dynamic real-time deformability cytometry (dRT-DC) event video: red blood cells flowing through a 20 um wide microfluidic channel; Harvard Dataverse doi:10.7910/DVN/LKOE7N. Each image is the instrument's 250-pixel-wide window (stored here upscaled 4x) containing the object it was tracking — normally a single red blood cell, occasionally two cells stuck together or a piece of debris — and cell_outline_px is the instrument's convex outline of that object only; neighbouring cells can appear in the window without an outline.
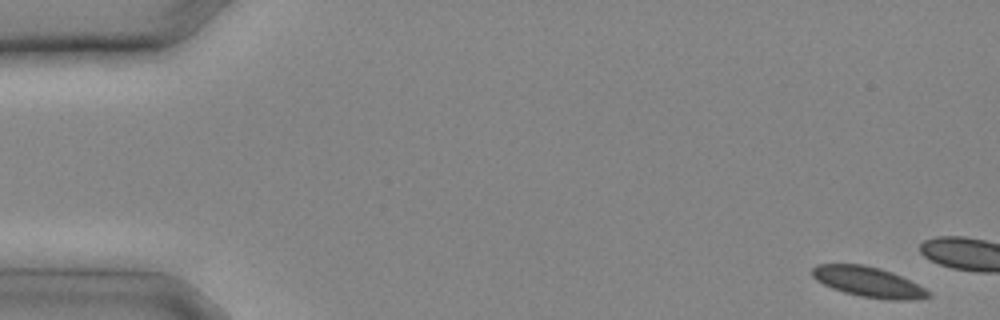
{"species": "common noctule bat (a hibernating species)", "species_latin": "Nyctalus noctula", "temperature_condition": "cold", "stored_images_in_passage": 6, "camera_frame_rate_fps": 3000, "um_per_image_px": 0.085, "animal": {"sex": "male", "body_mass_g": 20.4}, "frame": {"image": 1, "passage_image": 1, "time_ms": 0.0, "image_size_px": [1000, 320], "cell_outline_px": [[932, 296], [912, 300], [892, 300], [860, 296], [844, 292], [832, 288], [816, 280], [812, 276], [812, 268], [816, 264], [864, 264], [880, 268], [892, 272], [932, 292]], "centroid_in_image_um": [73.8, 23.96], "position_along_channel_um": 11.2, "area_um2": 20.4}}